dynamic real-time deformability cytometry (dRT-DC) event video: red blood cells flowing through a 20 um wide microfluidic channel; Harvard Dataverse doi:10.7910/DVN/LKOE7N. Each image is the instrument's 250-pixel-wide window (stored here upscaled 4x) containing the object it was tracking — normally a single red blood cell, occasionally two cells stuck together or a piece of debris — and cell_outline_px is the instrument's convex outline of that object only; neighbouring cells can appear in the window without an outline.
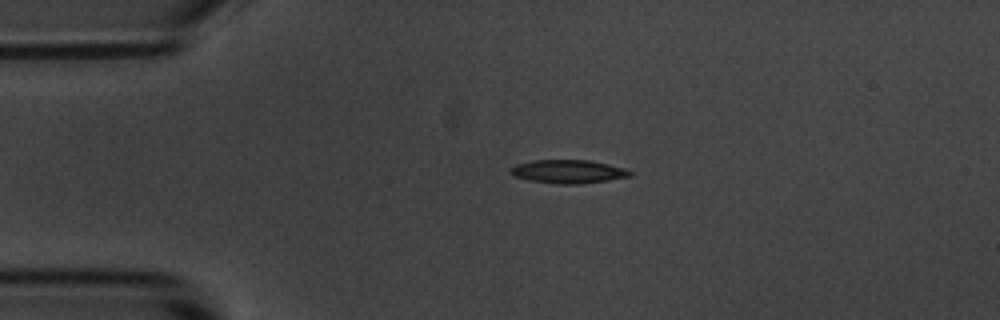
{"species": "common noctule bat (a hibernating species)", "species_latin": "Nyctalus noctula", "temperature_condition": "room temperature", "stored_images_in_passage": 2, "camera_frame_rate_fps": 3000, "um_per_image_px": 0.085, "animal": {"sex": "male", "body_mass_g": 20.1, "forearm_length_mm": 53.5}, "frame": {"image": 1, "passage_image": 1, "time_ms": 0.0, "image_size_px": [1000, 320], "cell_outline_px": [[632, 176], [608, 180], [580, 184], [556, 184], [528, 180], [512, 176], [508, 172], [508, 168], [516, 164], [532, 160], [588, 160], [608, 164], [632, 172]], "centroid_in_image_um": [48.2, 14.58], "position_along_channel_um": 36.8, "area_um2": 16.42}}